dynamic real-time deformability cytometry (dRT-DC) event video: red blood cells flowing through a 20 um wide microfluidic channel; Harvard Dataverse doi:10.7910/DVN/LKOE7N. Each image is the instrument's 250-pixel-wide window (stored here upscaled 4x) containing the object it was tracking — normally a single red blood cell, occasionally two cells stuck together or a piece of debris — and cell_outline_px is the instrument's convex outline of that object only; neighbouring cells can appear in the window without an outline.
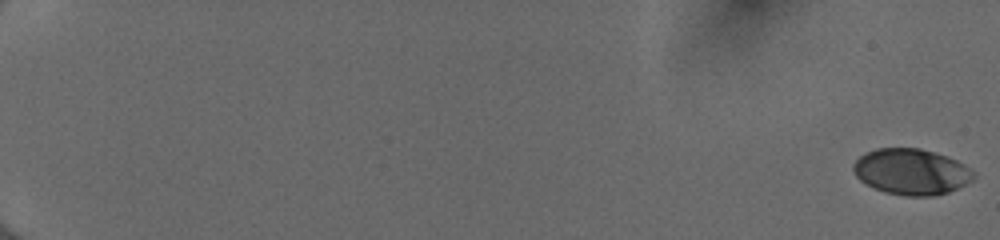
{"species": "human", "species_latin": "Homo sapiens", "temperature_condition": "cold", "stored_images_in_passage": 55, "camera_frame_rate_fps": 3000, "um_per_image_px": 0.085, "donor": {"sex": "female"}, "frame": {"image": 1, "passage_image": 1, "time_ms": 0.0, "image_size_px": [1000, 240], "cell_outline_px": [[976, 176], [972, 180], [948, 192], [932, 196], [904, 196], [884, 192], [860, 180], [856, 176], [852, 168], [852, 164], [864, 152], [876, 148], [920, 148], [948, 156], [964, 164], [976, 172]], "centroid_in_image_um": [77.46, 14.58], "position_along_channel_um": 7.5, "area_um2": 32.31}}
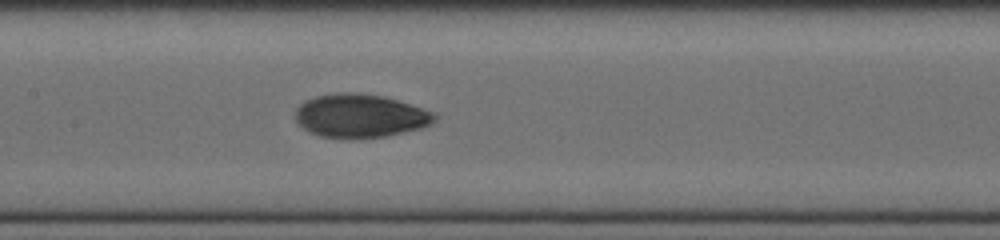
{"frame": {"image": 2, "passage_image": 31, "time_ms": 10.0, "image_size_px": [1000, 240], "cell_outline_px": [[436, 120], [432, 124], [420, 128], [384, 136], [360, 140], [344, 140], [320, 136], [308, 132], [296, 120], [296, 108], [300, 104], [316, 96], [344, 92], [352, 92], [384, 96], [436, 112]], "centroid_in_image_um": [30.63, 9.87], "position_along_channel_um": 176.8, "area_um2": 35.6}}
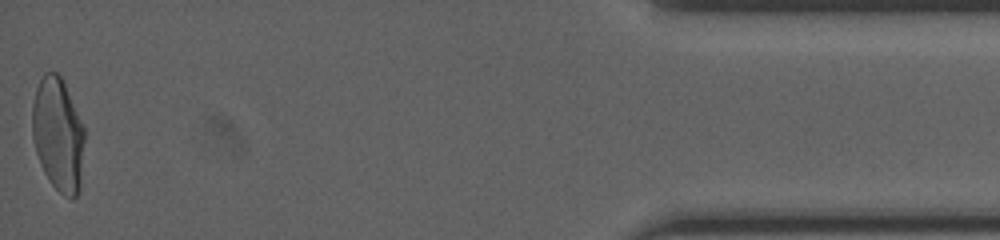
{"frame": {"image": 3, "passage_image": 55, "time_ms": 18.0, "image_size_px": [1000, 240], "cell_outline_px": [[84, 140], [80, 188], [76, 196], [72, 200], [64, 196], [52, 184], [44, 172], [40, 164], [36, 152], [32, 136], [32, 104], [36, 88], [44, 72], [56, 72], [60, 76], [64, 84], [84, 128]], "centroid_in_image_um": [4.92, 11.46], "position_along_channel_um": 430.3, "area_um2": 34.39}, "authors_computed_cell_mechanics": {"area_um2": 33.8708, "velocity_mm_per_s": 4.0202, "shape_relaxation_time_tau1_ms": 6.2086, "shape_relaxation_time_tau2_ms": 0.9976, "deformation_change_tau1": 0.2044, "deformation_change_tau2": 0.0448}}